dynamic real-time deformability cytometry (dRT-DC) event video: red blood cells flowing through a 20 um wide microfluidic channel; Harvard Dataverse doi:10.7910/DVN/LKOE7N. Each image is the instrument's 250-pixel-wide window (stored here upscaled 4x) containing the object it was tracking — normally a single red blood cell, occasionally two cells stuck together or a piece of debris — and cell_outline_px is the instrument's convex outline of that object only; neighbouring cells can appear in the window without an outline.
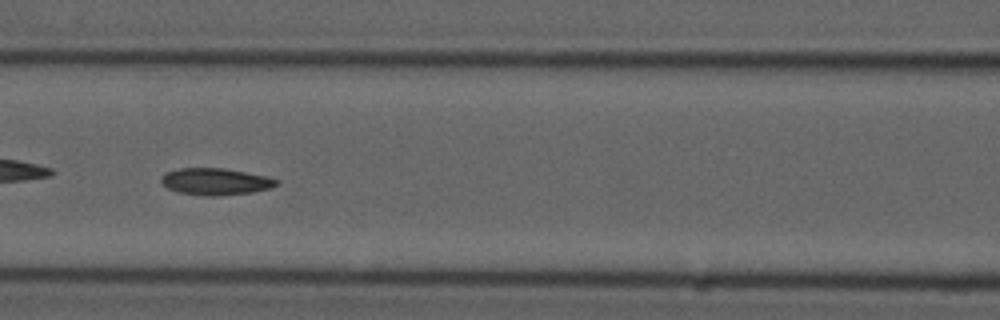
{"species": "common noctule bat (a hibernating species)", "species_latin": "Nyctalus noctula", "temperature_condition": "cold", "stored_images_in_passage": 24, "camera_frame_rate_fps": 3000, "um_per_image_px": 0.085, "animal": {"sex": "male", "forearm_length_mm": 52.5}, "frame": {"image": 1, "passage_image": 8, "time_ms": 2.333, "image_size_px": [1000, 320], "cell_outline_px": [[272, 184], [260, 188], [232, 192], [196, 192], [180, 188], [168, 184], [164, 180], [168, 176], [176, 172], [236, 172], [272, 180]], "centroid_in_image_um": [18.38, 15.44], "position_along_channel_um": 148.2, "area_um2": 12.31}}
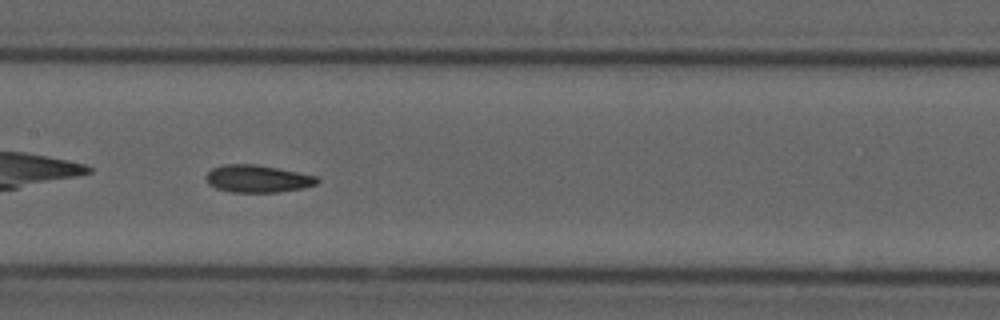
{"frame": {"image": 2, "passage_image": 11, "time_ms": 3.333, "image_size_px": [1000, 320], "cell_outline_px": [[316, 180], [308, 184], [288, 188], [228, 188], [212, 180], [212, 172], [220, 168], [264, 168], [304, 176]], "centroid_in_image_um": [21.93, 15.17], "position_along_channel_um": 185.5, "area_um2": 11.79}}
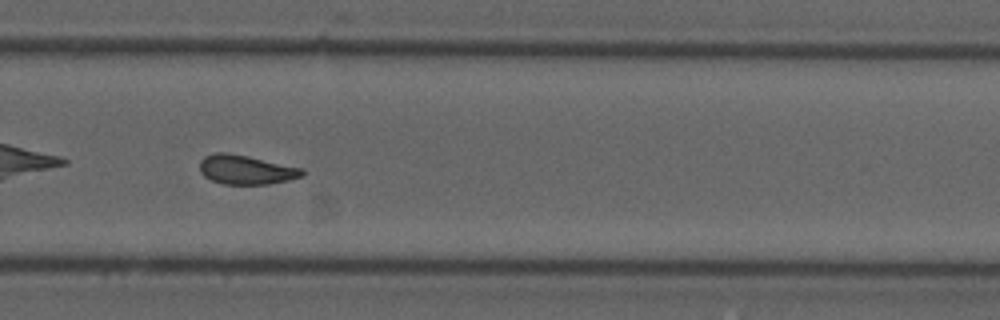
{"frame": {"image": 3, "passage_image": 21, "time_ms": 6.667, "image_size_px": [1000, 320], "cell_outline_px": [[300, 172], [296, 176], [276, 180], [252, 184], [240, 184], [216, 180], [208, 176], [204, 172], [204, 160], [212, 156], [240, 156], [288, 168]], "centroid_in_image_um": [20.79, 14.47], "position_along_channel_um": 309.0, "area_um2": 13.53}}